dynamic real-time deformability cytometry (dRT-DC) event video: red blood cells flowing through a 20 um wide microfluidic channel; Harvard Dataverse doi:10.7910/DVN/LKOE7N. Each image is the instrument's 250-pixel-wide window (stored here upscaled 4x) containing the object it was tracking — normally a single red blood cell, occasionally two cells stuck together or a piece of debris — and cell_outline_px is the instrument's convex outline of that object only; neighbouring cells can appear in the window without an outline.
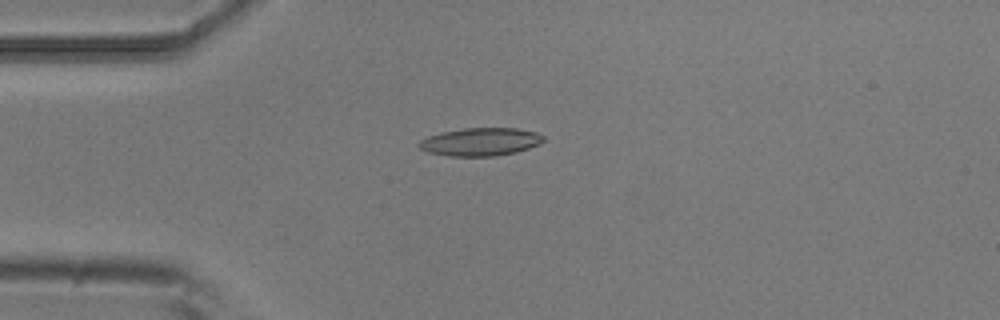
{"species": "common noctule bat (a hibernating species)", "species_latin": "Nyctalus noctula", "temperature_condition": "room temperature", "stored_images_in_passage": 6, "camera_frame_rate_fps": 3000, "um_per_image_px": 0.085, "animal": {"sex": "male", "body_mass_g": 20.5, "forearm_length_mm": 52.5}, "frame": {"image": 1, "passage_image": 4, "time_ms": 1.0, "image_size_px": [1000, 320], "cell_outline_px": [[544, 140], [540, 144], [516, 152], [496, 156], [448, 156], [428, 152], [420, 148], [416, 144], [420, 140], [428, 136], [440, 132], [464, 128], [516, 128], [536, 132], [544, 136]], "centroid_in_image_um": [40.82, 12.05], "position_along_channel_um": 44.2, "area_um2": 20.4}}
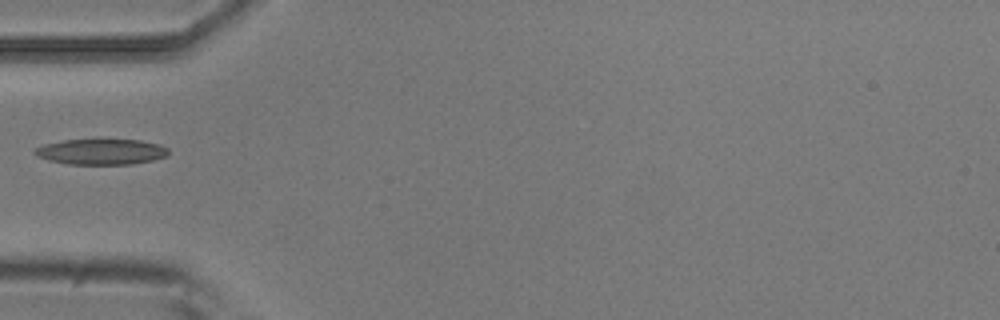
{"frame": {"image": 2, "passage_image": 5, "time_ms": 1.333, "image_size_px": [1000, 320], "cell_outline_px": [[168, 156], [152, 160], [132, 164], [68, 164], [48, 160], [36, 156], [32, 152], [36, 148], [44, 144], [64, 140], [100, 136], [140, 140], [160, 144], [168, 148]], "centroid_in_image_um": [8.6, 12.84], "position_along_channel_um": 76.4, "area_um2": 21.04}}
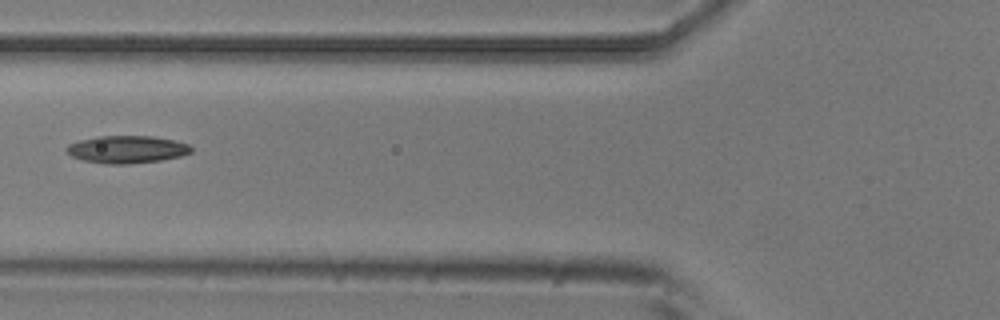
{"frame": {"image": 3, "passage_image": 6, "time_ms": 1.667, "image_size_px": [1000, 320], "cell_outline_px": [[192, 152], [180, 156], [160, 160], [128, 164], [104, 164], [84, 160], [72, 156], [64, 148], [68, 144], [80, 140], [96, 136], [152, 136], [176, 140], [188, 144], [192, 148]], "centroid_in_image_um": [10.78, 12.69], "position_along_channel_um": 115.0, "area_um2": 20.0}}